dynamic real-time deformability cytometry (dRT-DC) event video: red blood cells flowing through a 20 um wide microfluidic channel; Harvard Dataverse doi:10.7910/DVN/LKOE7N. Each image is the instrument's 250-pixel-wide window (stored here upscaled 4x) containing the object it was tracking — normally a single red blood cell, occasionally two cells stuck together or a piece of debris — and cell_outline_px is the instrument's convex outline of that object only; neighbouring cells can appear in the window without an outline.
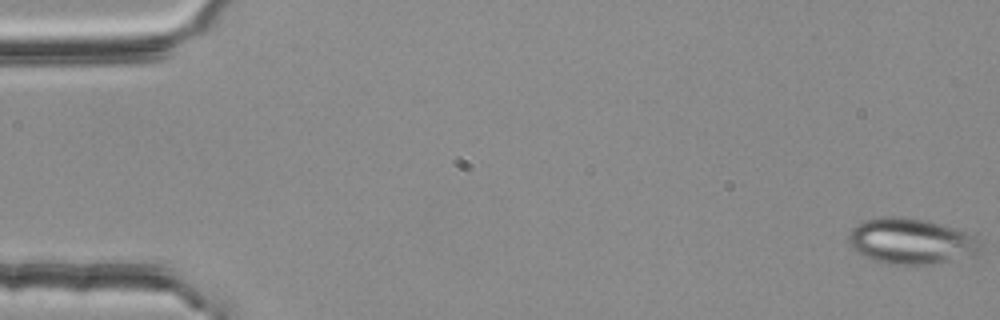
{"species": "common noctule bat (a hibernating species)", "species_latin": "Nyctalus noctula", "temperature_condition": "room temperature", "stored_images_in_passage": 54, "camera_frame_rate_fps": 3000, "um_per_image_px": 0.085, "animal": {"sex": "female", "body_mass_g": 25.1}, "frame": {"image": 1, "passage_image": 1, "time_ms": 0.0, "image_size_px": [1000, 320], "cell_outline_px": [[984, 240], [980, 256], [932, 264], [888, 264], [872, 260], [856, 252], [848, 244], [848, 236], [852, 228], [856, 224], [864, 220], [884, 216], [904, 216], [928, 220], [976, 236]], "centroid_in_image_um": [77.5, 20.51], "position_along_channel_um": 7.5, "area_um2": 36.07}}
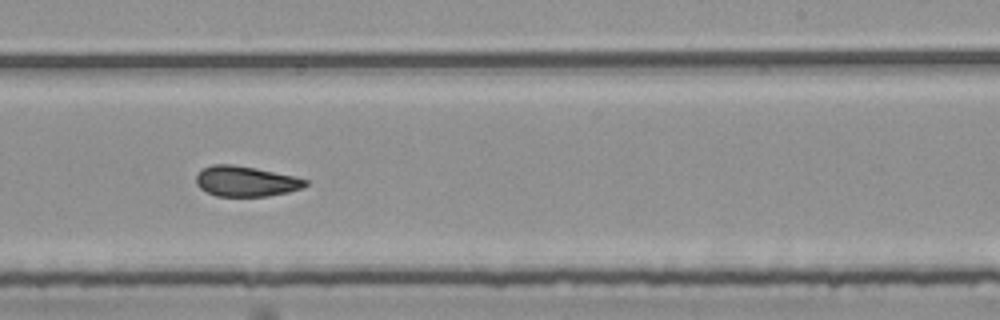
{"frame": {"image": 2, "passage_image": 34, "time_ms": 11.0, "image_size_px": [1000, 320], "cell_outline_px": [[308, 184], [304, 188], [288, 192], [268, 196], [216, 196], [200, 188], [196, 184], [196, 176], [200, 168], [212, 164], [232, 164], [256, 168], [296, 176], [308, 180]], "centroid_in_image_um": [20.9, 15.4], "position_along_channel_um": 268.1, "area_um2": 19.59}}
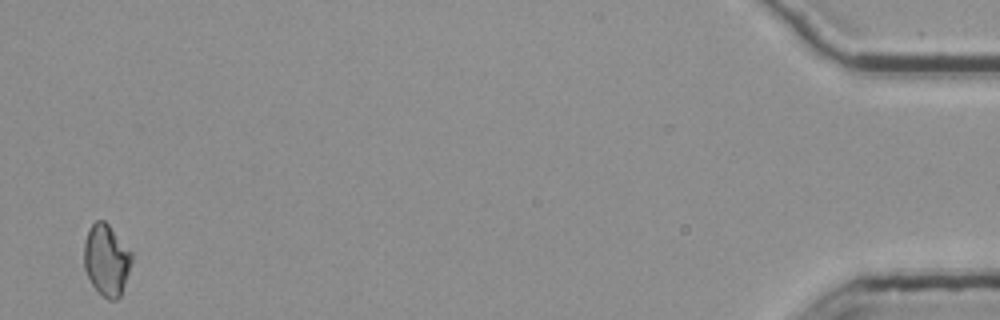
{"frame": {"image": 3, "passage_image": 54, "time_ms": 17.667, "image_size_px": [1000, 320], "cell_outline_px": [[132, 264], [120, 296], [116, 300], [108, 300], [92, 284], [84, 268], [84, 240], [92, 224], [96, 220], [104, 220], [108, 224], [132, 252]], "centroid_in_image_um": [9.06, 22.09], "position_along_channel_um": 426.1, "area_um2": 19.71}, "authors_computed_cell_mechanics": {"area_um2": 19.9988, "velocity_mm_per_s": 3.7642, "shape_relaxation_time_tau1_ms": null, "shape_relaxation_time_tau2_ms": 1.8828, "deformation_change_tau1": null, "deformation_change_tau2": 0.0726}}